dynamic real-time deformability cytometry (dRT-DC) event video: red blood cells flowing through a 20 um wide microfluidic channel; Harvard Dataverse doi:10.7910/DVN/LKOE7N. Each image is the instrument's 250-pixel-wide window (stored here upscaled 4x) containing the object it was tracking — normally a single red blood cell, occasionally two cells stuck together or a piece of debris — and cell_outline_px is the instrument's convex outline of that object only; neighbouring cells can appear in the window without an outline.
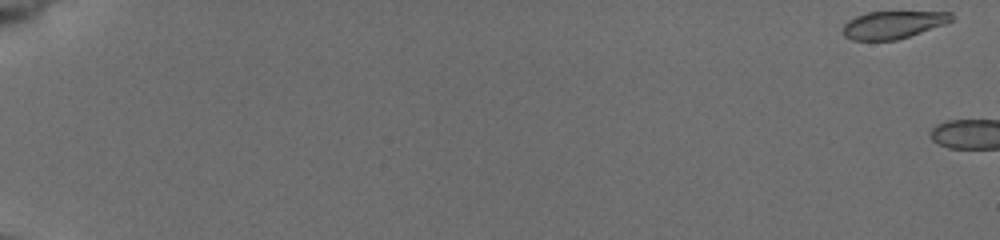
{"species": "common noctule bat (a hibernating species)", "species_latin": "Nyctalus noctula", "temperature_condition": "cold", "stored_images_in_passage": 5, "camera_frame_rate_fps": 3000, "um_per_image_px": 0.085, "animal": {"sex": "female", "body_mass_g": 19.5, "forearm_length_mm": 54.1}, "frame": {"image": 1, "passage_image": 1, "time_ms": 0.0, "image_size_px": [1000, 240], "cell_outline_px": [[952, 20], [948, 24], [896, 40], [852, 40], [844, 36], [844, 24], [848, 20], [856, 16], [868, 12], [952, 12]], "centroid_in_image_um": [75.93, 2.1], "position_along_channel_um": 9.1, "area_um2": 17.4}}